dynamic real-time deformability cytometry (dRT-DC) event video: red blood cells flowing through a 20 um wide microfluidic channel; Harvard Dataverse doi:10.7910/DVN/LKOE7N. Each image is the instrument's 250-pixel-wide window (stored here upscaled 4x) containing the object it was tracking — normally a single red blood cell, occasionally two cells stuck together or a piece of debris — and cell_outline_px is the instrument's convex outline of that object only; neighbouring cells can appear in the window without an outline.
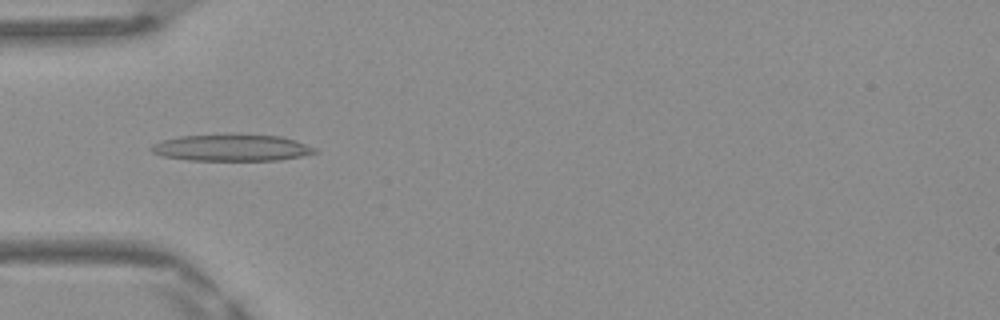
{"species": "Egyptian fruit bat (a non-hibernating species)", "species_latin": "Rousettus aegyptiacus", "temperature_condition": "warm", "stored_images_in_passage": 48, "camera_frame_rate_fps": 3000, "um_per_image_px": 0.085, "frame": {"image": 1, "passage_image": 15, "time_ms": 4.667, "image_size_px": [1000, 320], "cell_outline_px": [[320, 152], [280, 160], [188, 160], [160, 156], [152, 152], [148, 148], [152, 144], [160, 140], [180, 136], [280, 136], [296, 140], [316, 148]], "centroid_in_image_um": [19.66, 12.58], "position_along_channel_um": 65.3, "area_um2": 24.91}}
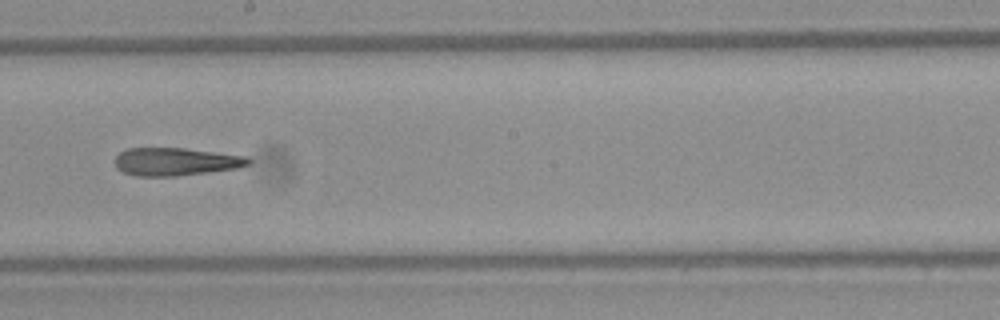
{"frame": {"image": 2, "passage_image": 27, "time_ms": 8.667, "image_size_px": [1000, 320], "cell_outline_px": [[252, 164], [236, 168], [208, 172], [176, 176], [136, 176], [124, 172], [116, 168], [116, 156], [120, 152], [128, 148], [184, 148], [248, 156], [252, 160]], "centroid_in_image_um": [14.97, 13.74], "position_along_channel_um": 233.2, "area_um2": 21.73}}
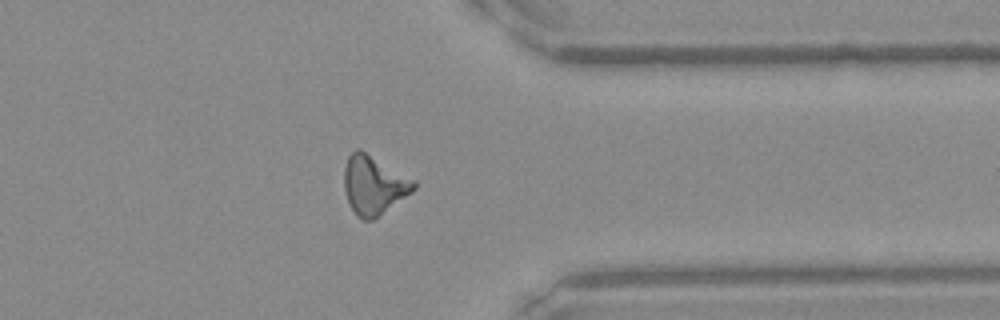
{"frame": {"image": 3, "passage_image": 38, "time_ms": 12.333, "image_size_px": [1000, 320], "cell_outline_px": [[416, 188], [412, 192], [372, 220], [364, 220], [356, 216], [348, 200], [344, 188], [344, 168], [348, 156], [356, 148], [360, 148], [416, 180]], "centroid_in_image_um": [31.77, 15.7], "position_along_channel_um": 379.6, "area_um2": 23.87}, "authors_computed_cell_mechanics": {"area_um2": 22.7443, "velocity_mm_per_s": 4.2098, "shape_relaxation_time_tau1_ms": null, "shape_relaxation_time_tau2_ms": 11.1653, "deformation_change_tau1": null, "deformation_change_tau2": 0.3465}}